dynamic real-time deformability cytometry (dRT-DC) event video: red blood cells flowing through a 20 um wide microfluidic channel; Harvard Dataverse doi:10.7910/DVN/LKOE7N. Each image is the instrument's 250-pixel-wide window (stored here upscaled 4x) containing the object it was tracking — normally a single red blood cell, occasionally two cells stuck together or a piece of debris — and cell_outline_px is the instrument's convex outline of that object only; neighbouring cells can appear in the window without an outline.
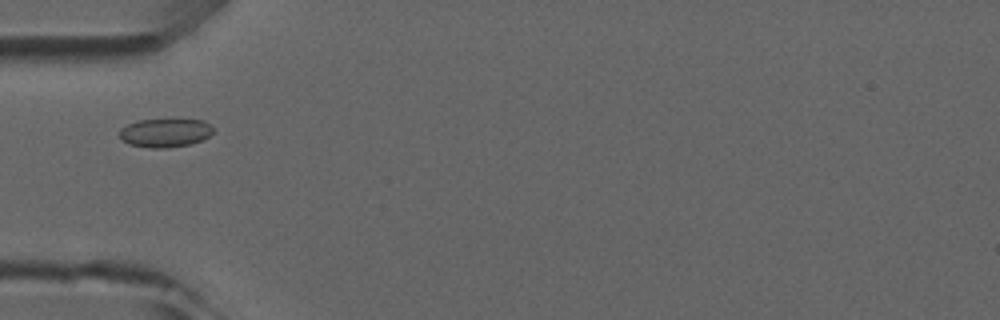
{"species": "common noctule bat (a hibernating species)", "species_latin": "Nyctalus noctula", "temperature_condition": "room temperature", "stored_images_in_passage": 4, "camera_frame_rate_fps": 3000, "um_per_image_px": 0.085, "animal": {"sex": "male", "forearm_length_mm": 52.5}, "frame": {"image": 1, "passage_image": 4, "time_ms": 3.333, "image_size_px": [1000, 320], "cell_outline_px": [[212, 132], [208, 136], [200, 140], [188, 144], [164, 148], [152, 148], [128, 144], [120, 136], [120, 128], [136, 120], [204, 120], [212, 124]], "centroid_in_image_um": [14.02, 11.28], "position_along_channel_um": 71.0, "area_um2": 15.37}}